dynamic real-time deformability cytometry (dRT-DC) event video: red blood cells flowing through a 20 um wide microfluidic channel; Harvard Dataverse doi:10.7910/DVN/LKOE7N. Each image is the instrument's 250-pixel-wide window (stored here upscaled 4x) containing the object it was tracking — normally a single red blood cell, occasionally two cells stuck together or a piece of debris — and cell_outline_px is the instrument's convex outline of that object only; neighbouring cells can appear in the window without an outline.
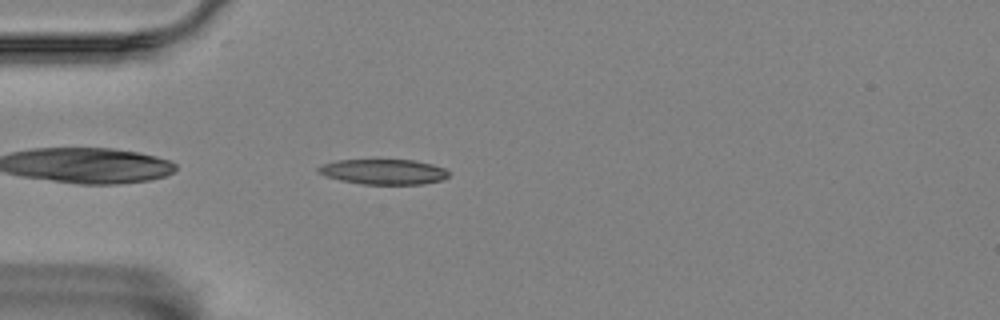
{"species": "Egyptian fruit bat (a non-hibernating species)", "species_latin": "Rousettus aegyptiacus", "temperature_condition": "room temperature", "stored_images_in_passage": 6, "camera_frame_rate_fps": 3000, "um_per_image_px": 0.085, "animal": {"sex": "female"}, "frame": {"image": 1, "passage_image": 5, "time_ms": 4.667, "image_size_px": [1000, 320], "cell_outline_px": [[448, 176], [444, 180], [424, 184], [360, 184], [340, 180], [324, 176], [316, 172], [316, 168], [324, 164], [336, 160], [416, 160], [432, 164], [444, 168], [448, 172]], "centroid_in_image_um": [32.59, 14.6], "position_along_channel_um": 52.4, "area_um2": 19.31}}